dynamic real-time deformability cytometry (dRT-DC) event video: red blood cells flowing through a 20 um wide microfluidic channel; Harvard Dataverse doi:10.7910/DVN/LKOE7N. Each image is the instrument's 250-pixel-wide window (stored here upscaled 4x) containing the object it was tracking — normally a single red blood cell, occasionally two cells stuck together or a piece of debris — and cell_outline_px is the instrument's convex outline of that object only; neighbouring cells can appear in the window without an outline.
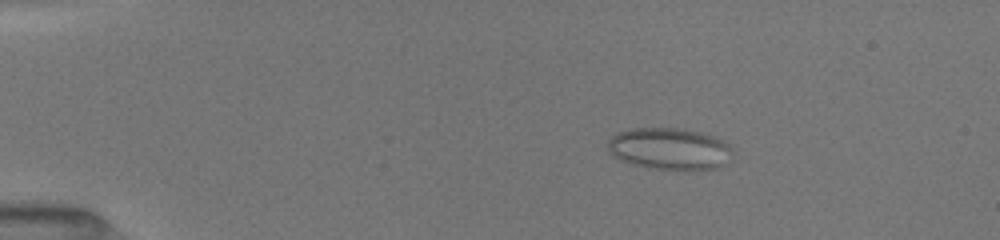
{"species": "common noctule bat (a hibernating species)", "species_latin": "Nyctalus noctula", "temperature_condition": "room temperature", "stored_images_in_passage": 55, "camera_frame_rate_fps": 3000, "um_per_image_px": 0.085, "animal": {"sex": "female", "body_mass_g": 19.5, "forearm_length_mm": 54.1}, "frame": {"image": 1, "passage_image": 11, "time_ms": 3.333, "image_size_px": [1000, 240], "cell_outline_px": [[728, 148], [720, 164], [716, 168], [688, 172], [648, 168], [624, 160], [616, 156], [612, 152], [608, 144], [612, 136], [620, 132], [636, 128], [676, 128], [708, 136], [724, 144]], "centroid_in_image_um": [56.79, 12.68], "position_along_channel_um": 28.2, "area_um2": 28.9}}
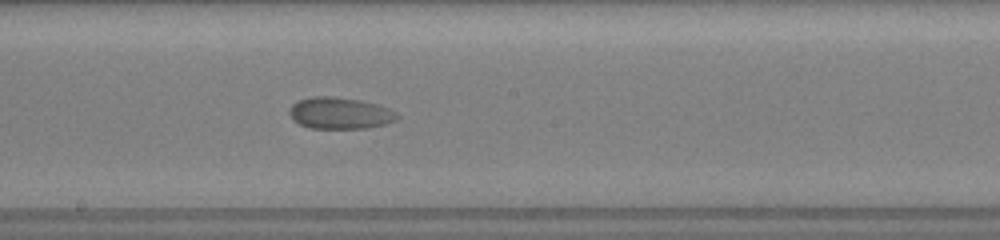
{"frame": {"image": 2, "passage_image": 32, "time_ms": 10.333, "image_size_px": [1000, 240], "cell_outline_px": [[400, 116], [396, 120], [384, 124], [364, 128], [308, 128], [300, 124], [288, 112], [292, 104], [300, 100], [312, 96], [332, 96], [360, 100], [376, 104]], "centroid_in_image_um": [28.85, 9.61], "position_along_channel_um": 219.3, "area_um2": 19.42}}
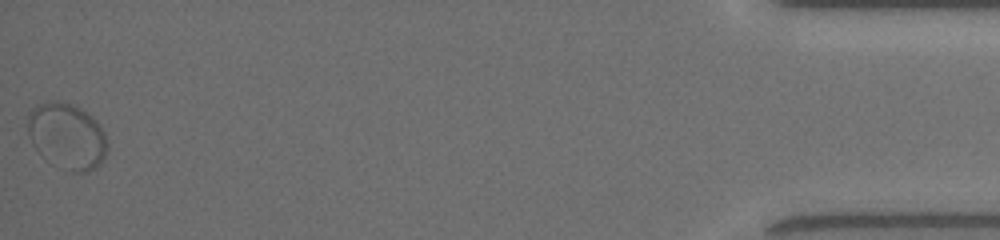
{"frame": {"image": 3, "passage_image": 55, "time_ms": 18.0, "image_size_px": [1000, 240], "cell_outline_px": [[108, 148], [104, 156], [88, 172], [72, 172], [40, 152], [32, 144], [28, 132], [28, 112], [36, 104], [52, 100], [56, 100], [72, 104], [80, 108], [92, 116], [96, 120], [104, 132], [108, 144]], "centroid_in_image_um": [5.69, 11.49], "position_along_channel_um": 429.5, "area_um2": 30.0}}